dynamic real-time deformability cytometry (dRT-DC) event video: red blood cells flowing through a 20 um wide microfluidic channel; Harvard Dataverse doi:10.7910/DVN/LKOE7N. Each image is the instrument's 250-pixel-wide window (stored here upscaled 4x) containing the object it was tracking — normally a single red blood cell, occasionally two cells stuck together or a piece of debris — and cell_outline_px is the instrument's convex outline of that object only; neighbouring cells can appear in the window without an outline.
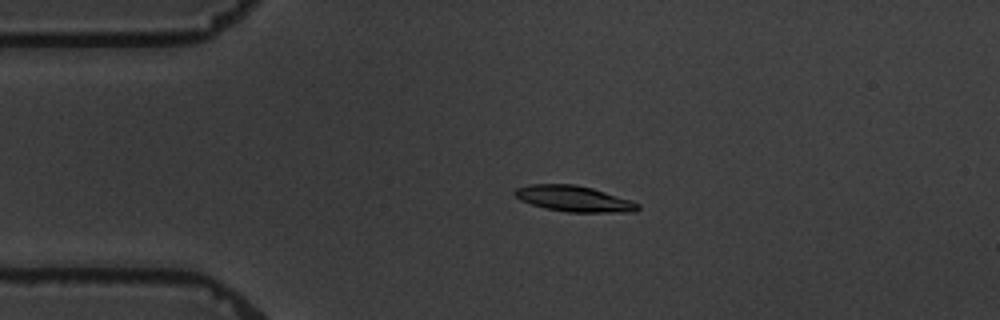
{"species": "common noctule bat (a hibernating species)", "species_latin": "Nyctalus noctula", "temperature_condition": "warm", "stored_images_in_passage": 5, "camera_frame_rate_fps": 3000, "um_per_image_px": 0.085, "animal": {"sex": "male", "body_mass_g": 19.5, "forearm_length_mm": 54.6}, "frame": {"image": 1, "passage_image": 4, "time_ms": 3.333, "image_size_px": [1000, 320], "cell_outline_px": [[640, 208], [636, 212], [568, 212], [544, 208], [520, 200], [512, 192], [516, 188], [528, 184], [576, 184], [592, 188], [632, 200], [640, 204]], "centroid_in_image_um": [48.8, 16.89], "position_along_channel_um": 36.2, "area_um2": 18.67}}